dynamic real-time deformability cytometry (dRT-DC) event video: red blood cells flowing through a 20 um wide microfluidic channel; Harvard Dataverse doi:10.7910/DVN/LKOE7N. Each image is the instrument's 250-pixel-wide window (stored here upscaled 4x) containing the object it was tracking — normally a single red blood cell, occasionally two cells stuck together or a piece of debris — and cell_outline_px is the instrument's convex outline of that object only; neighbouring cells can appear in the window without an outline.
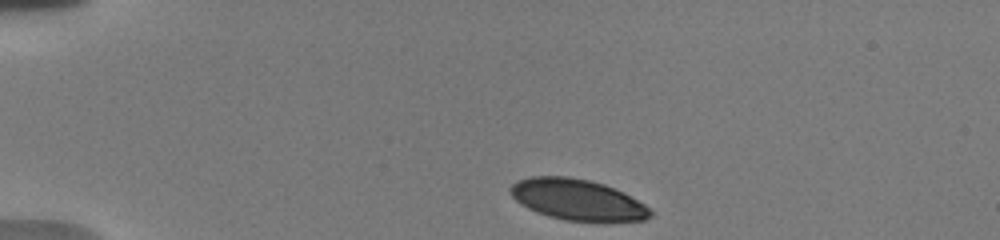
{"species": "human", "species_latin": "Homo sapiens", "temperature_condition": "warm", "stored_images_in_passage": 37, "camera_frame_rate_fps": 3000, "um_per_image_px": 0.085, "donor": {"sex": "male"}, "frame": {"image": 1, "passage_image": 1, "time_ms": 0.0, "image_size_px": [1000, 240], "cell_outline_px": [[652, 216], [644, 220], [604, 224], [564, 220], [548, 216], [536, 212], [520, 204], [512, 196], [508, 188], [516, 180], [532, 176], [568, 176], [588, 180], [604, 184], [624, 192], [644, 204], [652, 212]], "centroid_in_image_um": [49.11, 17.01], "position_along_channel_um": 35.9, "area_um2": 34.28}}
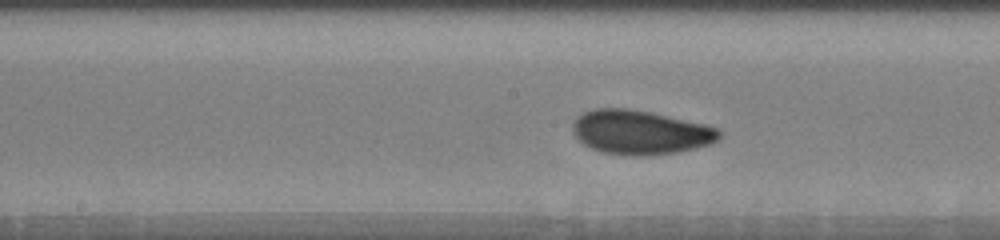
{"frame": {"image": 2, "passage_image": 14, "time_ms": 6.0, "image_size_px": [1000, 240], "cell_outline_px": [[720, 140], [712, 144], [676, 152], [644, 156], [632, 156], [600, 152], [588, 148], [572, 132], [572, 124], [576, 116], [584, 112], [596, 108], [628, 108], [652, 112], [704, 124], [720, 128]], "centroid_in_image_um": [54.41, 11.24], "position_along_channel_um": 193.8, "area_um2": 38.09}}
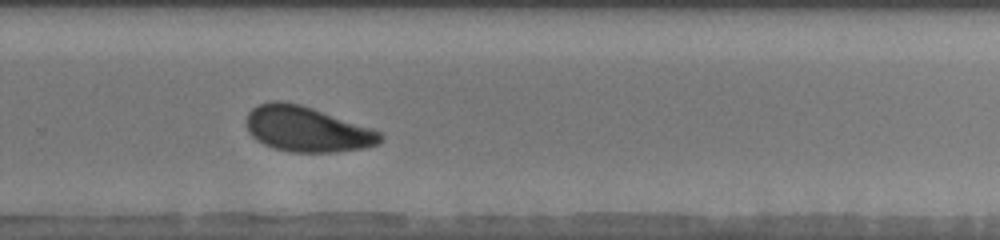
{"frame": {"image": 3, "passage_image": 23, "time_ms": 9.0, "image_size_px": [1000, 240], "cell_outline_px": [[384, 140], [380, 144], [364, 148], [336, 152], [288, 152], [272, 148], [256, 140], [248, 132], [244, 120], [248, 112], [252, 108], [268, 100], [284, 100], [300, 104], [372, 128], [380, 132], [384, 136]], "centroid_in_image_um": [26.06, 10.98], "position_along_channel_um": 303.7, "area_um2": 35.89}, "authors_computed_cell_mechanics": {"area_um2": 35.6048, "velocity_mm_per_s": 3.6825, "shape_relaxation_time_tau1_ms": 3.1995, "shape_relaxation_time_tau2_ms": 4.9051, "deformation_change_tau1": 0.1269, "deformation_change_tau2": 0.0968}}